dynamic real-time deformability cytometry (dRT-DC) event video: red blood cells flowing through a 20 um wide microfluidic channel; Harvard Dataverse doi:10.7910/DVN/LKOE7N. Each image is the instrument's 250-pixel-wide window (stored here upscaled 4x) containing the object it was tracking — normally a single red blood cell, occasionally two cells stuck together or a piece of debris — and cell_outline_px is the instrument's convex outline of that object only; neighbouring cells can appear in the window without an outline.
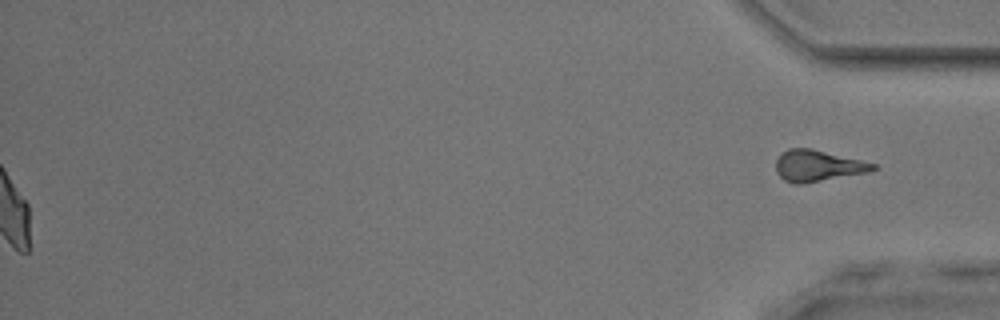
{"species": "common noctule bat (a hibernating species)", "species_latin": "Nyctalus noctula", "temperature_condition": "room temperature", "stored_images_in_passage": 54, "segment_of_instrument_passage": [2, 2], "camera_frame_rate_fps": 3000, "um_per_image_px": 0.085, "animal": {"sex": "male", "body_mass_g": 17.9, "forearm_length_mm": 54.2}, "frame": {"image": 1, "passage_image": 54, "time_ms": 17.667, "image_size_px": [1000, 320], "cell_outline_px": [[876, 168], [868, 172], [800, 184], [792, 184], [784, 180], [776, 172], [776, 160], [788, 148], [812, 148], [876, 164]], "centroid_in_image_um": [69.48, 14.09], "position_along_channel_um": 365.7, "area_um2": 17.46}}